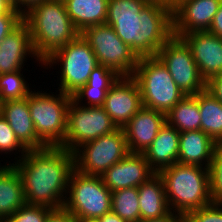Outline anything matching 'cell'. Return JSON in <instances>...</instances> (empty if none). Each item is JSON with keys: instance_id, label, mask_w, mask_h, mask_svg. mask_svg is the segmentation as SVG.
Here are the masks:
<instances>
[{"instance_id": "cell-1", "label": "cell", "mask_w": 222, "mask_h": 222, "mask_svg": "<svg viewBox=\"0 0 222 222\" xmlns=\"http://www.w3.org/2000/svg\"><path fill=\"white\" fill-rule=\"evenodd\" d=\"M17 161H16V160ZM16 168L23 183L26 204L51 209L64 207L71 173L75 169L74 153L61 147L28 150Z\"/></svg>"}, {"instance_id": "cell-2", "label": "cell", "mask_w": 222, "mask_h": 222, "mask_svg": "<svg viewBox=\"0 0 222 222\" xmlns=\"http://www.w3.org/2000/svg\"><path fill=\"white\" fill-rule=\"evenodd\" d=\"M106 24L112 26L138 57L156 56L173 35L172 9L159 1H149L138 18L117 19Z\"/></svg>"}, {"instance_id": "cell-3", "label": "cell", "mask_w": 222, "mask_h": 222, "mask_svg": "<svg viewBox=\"0 0 222 222\" xmlns=\"http://www.w3.org/2000/svg\"><path fill=\"white\" fill-rule=\"evenodd\" d=\"M23 21L29 27L34 51L42 63L80 35L64 1L45 0L25 13Z\"/></svg>"}, {"instance_id": "cell-4", "label": "cell", "mask_w": 222, "mask_h": 222, "mask_svg": "<svg viewBox=\"0 0 222 222\" xmlns=\"http://www.w3.org/2000/svg\"><path fill=\"white\" fill-rule=\"evenodd\" d=\"M167 202L171 212L182 218L191 211L213 203L209 168L175 163L161 170Z\"/></svg>"}, {"instance_id": "cell-5", "label": "cell", "mask_w": 222, "mask_h": 222, "mask_svg": "<svg viewBox=\"0 0 222 222\" xmlns=\"http://www.w3.org/2000/svg\"><path fill=\"white\" fill-rule=\"evenodd\" d=\"M132 77L140 88L142 105L164 114L186 96L156 56L139 57Z\"/></svg>"}, {"instance_id": "cell-6", "label": "cell", "mask_w": 222, "mask_h": 222, "mask_svg": "<svg viewBox=\"0 0 222 222\" xmlns=\"http://www.w3.org/2000/svg\"><path fill=\"white\" fill-rule=\"evenodd\" d=\"M56 96L43 91L28 95L30 116L38 138L47 147H60L66 136L67 114L71 95L58 92Z\"/></svg>"}, {"instance_id": "cell-7", "label": "cell", "mask_w": 222, "mask_h": 222, "mask_svg": "<svg viewBox=\"0 0 222 222\" xmlns=\"http://www.w3.org/2000/svg\"><path fill=\"white\" fill-rule=\"evenodd\" d=\"M68 198L64 209L79 219H99L111 212L112 192L101 176L86 175L73 170L69 179Z\"/></svg>"}, {"instance_id": "cell-8", "label": "cell", "mask_w": 222, "mask_h": 222, "mask_svg": "<svg viewBox=\"0 0 222 222\" xmlns=\"http://www.w3.org/2000/svg\"><path fill=\"white\" fill-rule=\"evenodd\" d=\"M57 62L62 65L58 91L69 95L87 84L91 72L99 65L92 48L81 35L55 51L43 65L46 68Z\"/></svg>"}, {"instance_id": "cell-9", "label": "cell", "mask_w": 222, "mask_h": 222, "mask_svg": "<svg viewBox=\"0 0 222 222\" xmlns=\"http://www.w3.org/2000/svg\"><path fill=\"white\" fill-rule=\"evenodd\" d=\"M80 35L92 48L98 64L119 76H133L139 57L115 33L112 26L99 24L85 28Z\"/></svg>"}, {"instance_id": "cell-10", "label": "cell", "mask_w": 222, "mask_h": 222, "mask_svg": "<svg viewBox=\"0 0 222 222\" xmlns=\"http://www.w3.org/2000/svg\"><path fill=\"white\" fill-rule=\"evenodd\" d=\"M75 170L86 175L102 176L128 153L123 128L89 141L74 152Z\"/></svg>"}, {"instance_id": "cell-11", "label": "cell", "mask_w": 222, "mask_h": 222, "mask_svg": "<svg viewBox=\"0 0 222 222\" xmlns=\"http://www.w3.org/2000/svg\"><path fill=\"white\" fill-rule=\"evenodd\" d=\"M118 127L102 106H81L71 100L66 125V136L61 148L74 152L83 144L113 133Z\"/></svg>"}, {"instance_id": "cell-12", "label": "cell", "mask_w": 222, "mask_h": 222, "mask_svg": "<svg viewBox=\"0 0 222 222\" xmlns=\"http://www.w3.org/2000/svg\"><path fill=\"white\" fill-rule=\"evenodd\" d=\"M156 57L167 68L184 95H196L206 88V81L200 76L191 50L182 38L172 35L159 49Z\"/></svg>"}, {"instance_id": "cell-13", "label": "cell", "mask_w": 222, "mask_h": 222, "mask_svg": "<svg viewBox=\"0 0 222 222\" xmlns=\"http://www.w3.org/2000/svg\"><path fill=\"white\" fill-rule=\"evenodd\" d=\"M141 91L132 76H120L107 92L103 108L118 128H123L142 107Z\"/></svg>"}, {"instance_id": "cell-14", "label": "cell", "mask_w": 222, "mask_h": 222, "mask_svg": "<svg viewBox=\"0 0 222 222\" xmlns=\"http://www.w3.org/2000/svg\"><path fill=\"white\" fill-rule=\"evenodd\" d=\"M222 0H182L172 9L173 35L208 31Z\"/></svg>"}, {"instance_id": "cell-15", "label": "cell", "mask_w": 222, "mask_h": 222, "mask_svg": "<svg viewBox=\"0 0 222 222\" xmlns=\"http://www.w3.org/2000/svg\"><path fill=\"white\" fill-rule=\"evenodd\" d=\"M181 38L189 46L199 74L206 82L222 74V38L208 31L190 32Z\"/></svg>"}, {"instance_id": "cell-16", "label": "cell", "mask_w": 222, "mask_h": 222, "mask_svg": "<svg viewBox=\"0 0 222 222\" xmlns=\"http://www.w3.org/2000/svg\"><path fill=\"white\" fill-rule=\"evenodd\" d=\"M156 173L143 153H128L112 165L102 176L104 185L111 191L139 187Z\"/></svg>"}, {"instance_id": "cell-17", "label": "cell", "mask_w": 222, "mask_h": 222, "mask_svg": "<svg viewBox=\"0 0 222 222\" xmlns=\"http://www.w3.org/2000/svg\"><path fill=\"white\" fill-rule=\"evenodd\" d=\"M166 122V114L142 106L123 127L129 153H144Z\"/></svg>"}, {"instance_id": "cell-18", "label": "cell", "mask_w": 222, "mask_h": 222, "mask_svg": "<svg viewBox=\"0 0 222 222\" xmlns=\"http://www.w3.org/2000/svg\"><path fill=\"white\" fill-rule=\"evenodd\" d=\"M28 56L43 65L34 51L29 27L22 21L0 44V74L22 71Z\"/></svg>"}, {"instance_id": "cell-19", "label": "cell", "mask_w": 222, "mask_h": 222, "mask_svg": "<svg viewBox=\"0 0 222 222\" xmlns=\"http://www.w3.org/2000/svg\"><path fill=\"white\" fill-rule=\"evenodd\" d=\"M0 115L7 120L16 138L27 150L47 147L36 134L28 107V97L0 103Z\"/></svg>"}, {"instance_id": "cell-20", "label": "cell", "mask_w": 222, "mask_h": 222, "mask_svg": "<svg viewBox=\"0 0 222 222\" xmlns=\"http://www.w3.org/2000/svg\"><path fill=\"white\" fill-rule=\"evenodd\" d=\"M180 132L167 122L160 128L156 138L143 153L155 173L178 163Z\"/></svg>"}, {"instance_id": "cell-21", "label": "cell", "mask_w": 222, "mask_h": 222, "mask_svg": "<svg viewBox=\"0 0 222 222\" xmlns=\"http://www.w3.org/2000/svg\"><path fill=\"white\" fill-rule=\"evenodd\" d=\"M216 143L202 130L180 132L178 163L209 168Z\"/></svg>"}, {"instance_id": "cell-22", "label": "cell", "mask_w": 222, "mask_h": 222, "mask_svg": "<svg viewBox=\"0 0 222 222\" xmlns=\"http://www.w3.org/2000/svg\"><path fill=\"white\" fill-rule=\"evenodd\" d=\"M119 77L113 69L99 64L91 72L87 84L71 95L72 100L82 105L87 98L86 106H103L108 90Z\"/></svg>"}, {"instance_id": "cell-23", "label": "cell", "mask_w": 222, "mask_h": 222, "mask_svg": "<svg viewBox=\"0 0 222 222\" xmlns=\"http://www.w3.org/2000/svg\"><path fill=\"white\" fill-rule=\"evenodd\" d=\"M6 164L0 165V220L12 216L26 204L20 174L11 163Z\"/></svg>"}, {"instance_id": "cell-24", "label": "cell", "mask_w": 222, "mask_h": 222, "mask_svg": "<svg viewBox=\"0 0 222 222\" xmlns=\"http://www.w3.org/2000/svg\"><path fill=\"white\" fill-rule=\"evenodd\" d=\"M137 188L140 220L158 219L171 213L163 180L157 173Z\"/></svg>"}, {"instance_id": "cell-25", "label": "cell", "mask_w": 222, "mask_h": 222, "mask_svg": "<svg viewBox=\"0 0 222 222\" xmlns=\"http://www.w3.org/2000/svg\"><path fill=\"white\" fill-rule=\"evenodd\" d=\"M109 0H64L67 14L81 33L85 28L105 24Z\"/></svg>"}, {"instance_id": "cell-26", "label": "cell", "mask_w": 222, "mask_h": 222, "mask_svg": "<svg viewBox=\"0 0 222 222\" xmlns=\"http://www.w3.org/2000/svg\"><path fill=\"white\" fill-rule=\"evenodd\" d=\"M201 130L215 143L222 140V103L206 88L197 94Z\"/></svg>"}, {"instance_id": "cell-27", "label": "cell", "mask_w": 222, "mask_h": 222, "mask_svg": "<svg viewBox=\"0 0 222 222\" xmlns=\"http://www.w3.org/2000/svg\"><path fill=\"white\" fill-rule=\"evenodd\" d=\"M166 122L179 132L201 130L197 94L184 96L166 114Z\"/></svg>"}, {"instance_id": "cell-28", "label": "cell", "mask_w": 222, "mask_h": 222, "mask_svg": "<svg viewBox=\"0 0 222 222\" xmlns=\"http://www.w3.org/2000/svg\"><path fill=\"white\" fill-rule=\"evenodd\" d=\"M111 211L127 222L140 221L138 188L119 189L112 192Z\"/></svg>"}, {"instance_id": "cell-29", "label": "cell", "mask_w": 222, "mask_h": 222, "mask_svg": "<svg viewBox=\"0 0 222 222\" xmlns=\"http://www.w3.org/2000/svg\"><path fill=\"white\" fill-rule=\"evenodd\" d=\"M23 77L21 71L0 74V103L28 97L31 91Z\"/></svg>"}, {"instance_id": "cell-30", "label": "cell", "mask_w": 222, "mask_h": 222, "mask_svg": "<svg viewBox=\"0 0 222 222\" xmlns=\"http://www.w3.org/2000/svg\"><path fill=\"white\" fill-rule=\"evenodd\" d=\"M150 0H109L106 22L117 19L138 18L140 11Z\"/></svg>"}, {"instance_id": "cell-31", "label": "cell", "mask_w": 222, "mask_h": 222, "mask_svg": "<svg viewBox=\"0 0 222 222\" xmlns=\"http://www.w3.org/2000/svg\"><path fill=\"white\" fill-rule=\"evenodd\" d=\"M209 173L212 201L213 203H222V140L215 145Z\"/></svg>"}, {"instance_id": "cell-32", "label": "cell", "mask_w": 222, "mask_h": 222, "mask_svg": "<svg viewBox=\"0 0 222 222\" xmlns=\"http://www.w3.org/2000/svg\"><path fill=\"white\" fill-rule=\"evenodd\" d=\"M52 210L50 207L42 205L25 204L12 216L3 219L2 222H45Z\"/></svg>"}, {"instance_id": "cell-33", "label": "cell", "mask_w": 222, "mask_h": 222, "mask_svg": "<svg viewBox=\"0 0 222 222\" xmlns=\"http://www.w3.org/2000/svg\"><path fill=\"white\" fill-rule=\"evenodd\" d=\"M14 150L21 152V155L17 156L20 159L28 151L16 138L15 133L13 132L7 120L0 115V152L10 154L11 152L13 153Z\"/></svg>"}, {"instance_id": "cell-34", "label": "cell", "mask_w": 222, "mask_h": 222, "mask_svg": "<svg viewBox=\"0 0 222 222\" xmlns=\"http://www.w3.org/2000/svg\"><path fill=\"white\" fill-rule=\"evenodd\" d=\"M182 222H222V203H211L191 211L182 218Z\"/></svg>"}, {"instance_id": "cell-35", "label": "cell", "mask_w": 222, "mask_h": 222, "mask_svg": "<svg viewBox=\"0 0 222 222\" xmlns=\"http://www.w3.org/2000/svg\"><path fill=\"white\" fill-rule=\"evenodd\" d=\"M22 21L23 16L20 13H6L0 15V44Z\"/></svg>"}, {"instance_id": "cell-36", "label": "cell", "mask_w": 222, "mask_h": 222, "mask_svg": "<svg viewBox=\"0 0 222 222\" xmlns=\"http://www.w3.org/2000/svg\"><path fill=\"white\" fill-rule=\"evenodd\" d=\"M45 222H78V220L64 208L53 209Z\"/></svg>"}, {"instance_id": "cell-37", "label": "cell", "mask_w": 222, "mask_h": 222, "mask_svg": "<svg viewBox=\"0 0 222 222\" xmlns=\"http://www.w3.org/2000/svg\"><path fill=\"white\" fill-rule=\"evenodd\" d=\"M206 89L222 103V74L210 78L206 82Z\"/></svg>"}, {"instance_id": "cell-38", "label": "cell", "mask_w": 222, "mask_h": 222, "mask_svg": "<svg viewBox=\"0 0 222 222\" xmlns=\"http://www.w3.org/2000/svg\"><path fill=\"white\" fill-rule=\"evenodd\" d=\"M208 32L222 38V3L220 4L218 11L216 12L211 26Z\"/></svg>"}, {"instance_id": "cell-39", "label": "cell", "mask_w": 222, "mask_h": 222, "mask_svg": "<svg viewBox=\"0 0 222 222\" xmlns=\"http://www.w3.org/2000/svg\"><path fill=\"white\" fill-rule=\"evenodd\" d=\"M45 0H18V12L23 16L32 7L40 4Z\"/></svg>"}, {"instance_id": "cell-40", "label": "cell", "mask_w": 222, "mask_h": 222, "mask_svg": "<svg viewBox=\"0 0 222 222\" xmlns=\"http://www.w3.org/2000/svg\"><path fill=\"white\" fill-rule=\"evenodd\" d=\"M139 222H182V217L178 214L171 212L168 216L162 218L140 220Z\"/></svg>"}, {"instance_id": "cell-41", "label": "cell", "mask_w": 222, "mask_h": 222, "mask_svg": "<svg viewBox=\"0 0 222 222\" xmlns=\"http://www.w3.org/2000/svg\"><path fill=\"white\" fill-rule=\"evenodd\" d=\"M100 222H127L120 218L117 214L112 211L104 214L102 217L98 219Z\"/></svg>"}, {"instance_id": "cell-42", "label": "cell", "mask_w": 222, "mask_h": 222, "mask_svg": "<svg viewBox=\"0 0 222 222\" xmlns=\"http://www.w3.org/2000/svg\"><path fill=\"white\" fill-rule=\"evenodd\" d=\"M6 13H19V12L16 11L13 8V6L6 0H0V15H4Z\"/></svg>"}, {"instance_id": "cell-43", "label": "cell", "mask_w": 222, "mask_h": 222, "mask_svg": "<svg viewBox=\"0 0 222 222\" xmlns=\"http://www.w3.org/2000/svg\"><path fill=\"white\" fill-rule=\"evenodd\" d=\"M150 1H159L173 9V0H150Z\"/></svg>"}, {"instance_id": "cell-44", "label": "cell", "mask_w": 222, "mask_h": 222, "mask_svg": "<svg viewBox=\"0 0 222 222\" xmlns=\"http://www.w3.org/2000/svg\"><path fill=\"white\" fill-rule=\"evenodd\" d=\"M6 1L9 2L16 11H18V0H6Z\"/></svg>"}, {"instance_id": "cell-45", "label": "cell", "mask_w": 222, "mask_h": 222, "mask_svg": "<svg viewBox=\"0 0 222 222\" xmlns=\"http://www.w3.org/2000/svg\"><path fill=\"white\" fill-rule=\"evenodd\" d=\"M78 222H100L98 219H79Z\"/></svg>"}]
</instances>
